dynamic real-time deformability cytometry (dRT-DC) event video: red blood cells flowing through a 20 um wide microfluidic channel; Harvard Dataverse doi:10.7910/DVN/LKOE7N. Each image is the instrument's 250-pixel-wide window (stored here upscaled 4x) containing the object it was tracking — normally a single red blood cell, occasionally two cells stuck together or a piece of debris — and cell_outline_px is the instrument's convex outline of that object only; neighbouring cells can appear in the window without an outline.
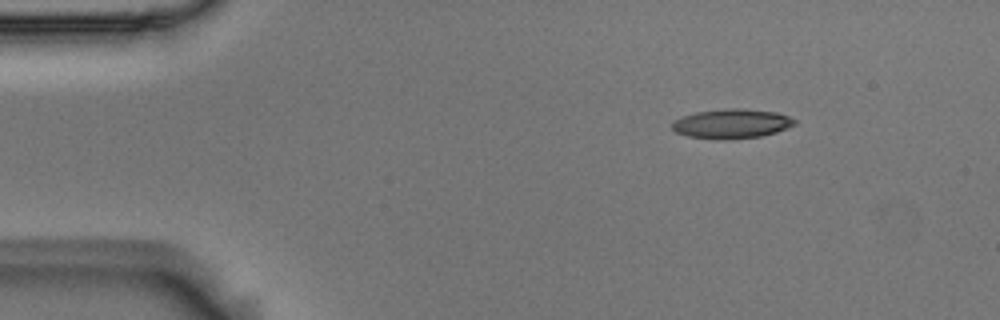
{"species": "Egyptian fruit bat (a non-hibernating species)", "species_latin": "Rousettus aegyptiacus", "temperature_condition": "room temperature", "stored_images_in_passage": 48, "camera_frame_rate_fps": 3000, "um_per_image_px": 0.085, "animal": {"sex": "male"}, "frame": {"image": 1, "passage_image": 1, "time_ms": 0.0, "image_size_px": [1000, 320], "cell_outline_px": [[796, 124], [788, 128], [776, 132], [760, 136], [724, 140], [720, 140], [688, 136], [676, 132], [672, 128], [672, 120], [696, 112], [728, 108], [740, 108], [776, 112], [788, 116], [796, 120]], "centroid_in_image_um": [62.19, 10.51], "position_along_channel_um": 22.8, "area_um2": 21.04}}
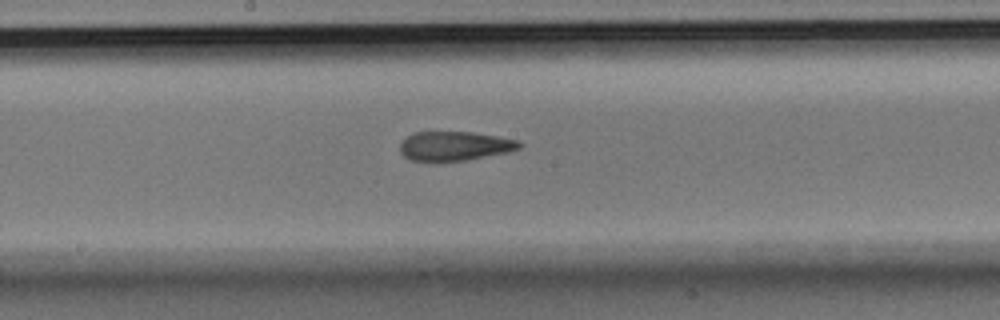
{"frame": {"image": 2, "passage_image": 22, "time_ms": 7.0, "image_size_px": [1000, 320], "cell_outline_px": [[524, 144], [520, 148], [508, 152], [464, 160], [432, 164], [412, 160], [404, 156], [400, 152], [400, 144], [412, 132], [472, 132], [520, 140]], "centroid_in_image_um": [38.63, 12.44], "position_along_channel_um": 209.6, "area_um2": 20.81}}
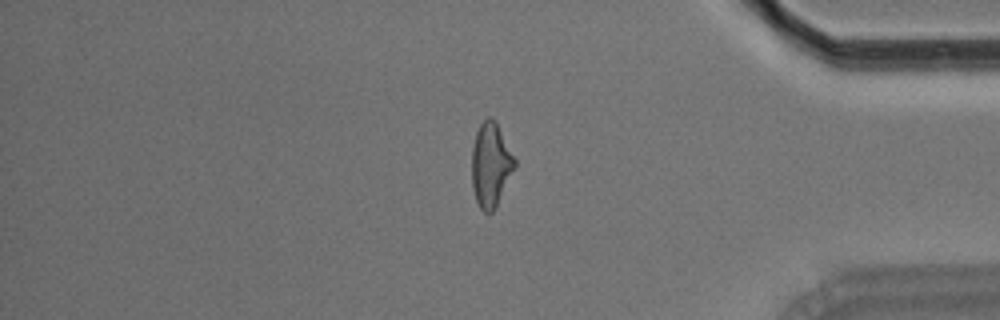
{"frame": {"image": 3, "passage_image": 39, "time_ms": 12.667, "image_size_px": [1000, 320], "cell_outline_px": [[516, 164], [496, 208], [492, 212], [484, 212], [480, 208], [476, 200], [472, 188], [472, 144], [476, 132], [480, 124], [488, 116], [492, 116], [496, 120], [516, 160]], "centroid_in_image_um": [41.71, 13.98], "position_along_channel_um": 393.5, "area_um2": 21.15}, "authors_computed_cell_mechanics": {"area_um2": 21.1259, "velocity_mm_per_s": 3.7055, "shape_relaxation_time_tau1_ms": 6.8053, "shape_relaxation_time_tau2_ms": 2.7222, "deformation_change_tau1": 0.2079, "deformation_change_tau2": 0.1296}}